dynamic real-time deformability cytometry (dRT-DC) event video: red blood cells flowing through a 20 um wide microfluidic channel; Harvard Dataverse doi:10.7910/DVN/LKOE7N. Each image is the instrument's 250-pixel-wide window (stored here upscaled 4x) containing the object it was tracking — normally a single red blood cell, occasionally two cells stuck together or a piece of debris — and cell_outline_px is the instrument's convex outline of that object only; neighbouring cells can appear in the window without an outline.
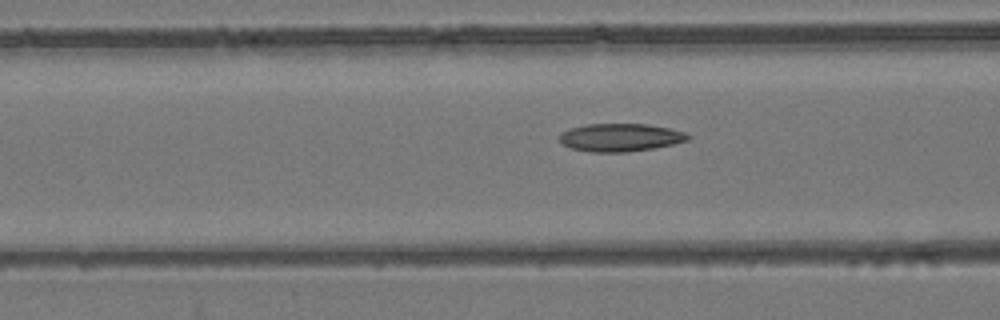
{"species": "common noctule bat (a hibernating species)", "species_latin": "Nyctalus noctula", "temperature_condition": "room temperature", "stored_images_in_passage": 38, "camera_frame_rate_fps": 3000, "um_per_image_px": 0.085, "animal": {"sex": "female", "body_mass_g": 24.6, "forearm_length_mm": 56.2}, "frame": {"image": 1, "passage_image": 5, "time_ms": 1.333, "image_size_px": [1000, 320], "cell_outline_px": [[692, 136], [688, 140], [672, 144], [652, 148], [624, 152], [592, 152], [572, 148], [564, 144], [560, 140], [560, 136], [564, 132], [572, 128], [584, 124], [648, 124], [668, 128], [684, 132]], "centroid_in_image_um": [52.76, 11.68], "position_along_channel_um": 113.8, "area_um2": 20.58}}
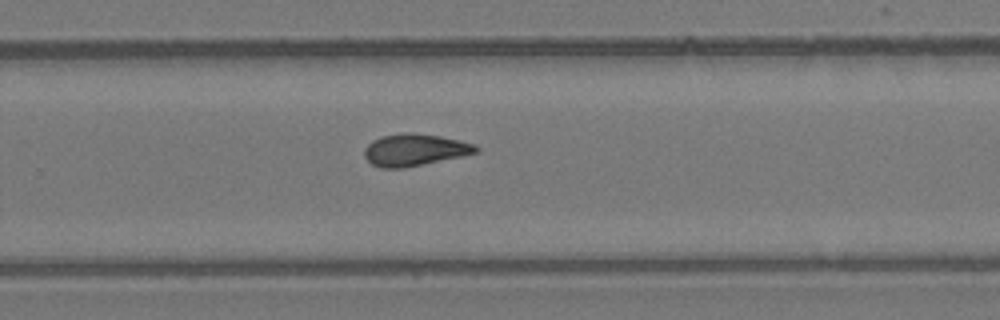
{"frame": {"image": 2, "passage_image": 19, "time_ms": 6.0, "image_size_px": [1000, 320], "cell_outline_px": [[480, 152], [404, 168], [380, 168], [372, 164], [364, 156], [364, 148], [372, 140], [380, 136], [404, 132], [412, 132], [440, 136], [460, 140], [476, 144], [480, 148]], "centroid_in_image_um": [35.25, 12.73], "position_along_channel_um": 294.5, "area_um2": 20.98}}
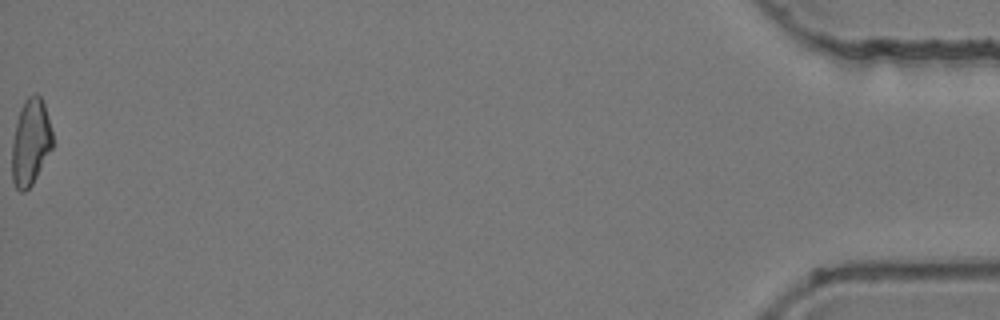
{"frame": {"image": 3, "passage_image": 38, "time_ms": 12.333, "image_size_px": [1000, 320], "cell_outline_px": [[52, 148], [32, 184], [24, 192], [20, 192], [16, 188], [12, 180], [12, 140], [16, 120], [20, 108], [24, 100], [28, 96], [36, 92], [40, 96], [44, 104], [52, 132]], "centroid_in_image_um": [2.58, 12.06], "position_along_channel_um": 432.6, "area_um2": 20.46}, "authors_computed_cell_mechanics": {"area_um2": 20.4034, "velocity_mm_per_s": 3.8732, "shape_relaxation_time_tau1_ms": null, "shape_relaxation_time_tau2_ms": 4.0885, "deformation_change_tau1": null, "deformation_change_tau2": 0.1106}}